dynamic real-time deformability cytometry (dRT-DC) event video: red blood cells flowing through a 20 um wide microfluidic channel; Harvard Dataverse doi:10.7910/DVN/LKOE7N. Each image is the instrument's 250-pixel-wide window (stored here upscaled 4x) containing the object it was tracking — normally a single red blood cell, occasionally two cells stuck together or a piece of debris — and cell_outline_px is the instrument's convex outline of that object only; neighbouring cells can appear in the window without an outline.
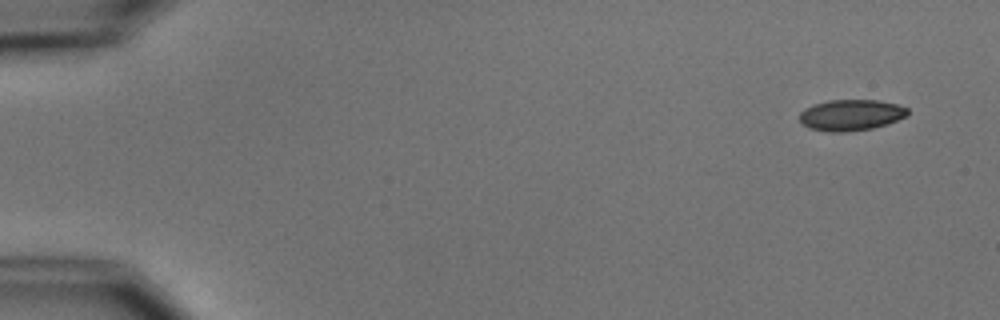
{"species": "common noctule bat (a hibernating species)", "species_latin": "Nyctalus noctula", "temperature_condition": "cold", "stored_images_in_passage": 4, "camera_frame_rate_fps": 3000, "um_per_image_px": 0.085, "animal": {"sex": "male", "body_mass_g": 15.6}, "frame": {"image": 1, "passage_image": 1, "time_ms": 0.0, "image_size_px": [1000, 320], "cell_outline_px": [[908, 116], [872, 128], [844, 132], [832, 132], [808, 128], [800, 120], [800, 112], [804, 108], [828, 100], [876, 100], [896, 104], [908, 108]], "centroid_in_image_um": [72.32, 9.77], "position_along_channel_um": 12.7, "area_um2": 19.36}}
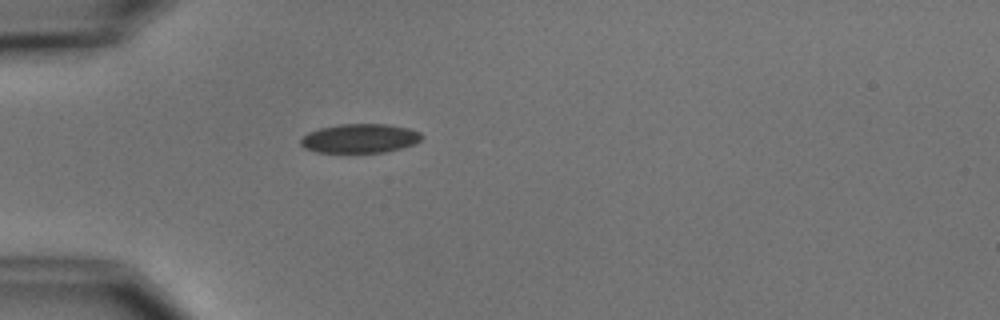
{"frame": {"image": 2, "passage_image": 4, "time_ms": 4.333, "image_size_px": [1000, 320], "cell_outline_px": [[424, 136], [420, 140], [412, 144], [400, 148], [384, 152], [316, 152], [304, 148], [300, 144], [300, 140], [308, 132], [320, 128], [340, 124], [384, 124], [408, 128], [420, 132]], "centroid_in_image_um": [30.57, 11.76], "position_along_channel_um": 54.4, "area_um2": 20.35}}